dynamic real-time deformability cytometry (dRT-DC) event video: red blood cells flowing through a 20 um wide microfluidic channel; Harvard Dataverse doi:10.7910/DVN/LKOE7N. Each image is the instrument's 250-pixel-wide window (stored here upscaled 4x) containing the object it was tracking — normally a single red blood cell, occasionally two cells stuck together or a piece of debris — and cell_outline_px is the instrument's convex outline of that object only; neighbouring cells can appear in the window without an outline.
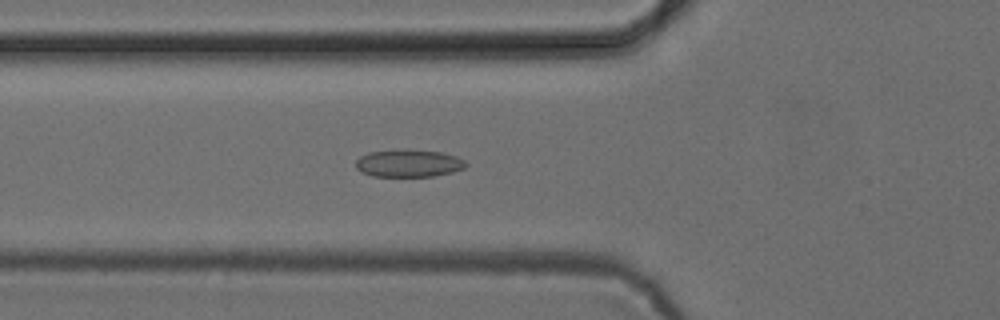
{"species": "common noctule bat (a hibernating species)", "species_latin": "Nyctalus noctula", "temperature_condition": "cold", "stored_images_in_passage": 53, "camera_frame_rate_fps": 3000, "um_per_image_px": 0.085, "animal": {"sex": "female", "body_mass_g": 24.6, "forearm_length_mm": 56.2}, "frame": {"image": 1, "passage_image": 19, "time_ms": 6.0, "image_size_px": [1000, 320], "cell_outline_px": [[468, 164], [464, 168], [452, 172], [432, 176], [372, 176], [360, 172], [356, 168], [356, 160], [360, 156], [368, 152], [404, 148], [440, 152], [456, 156], [464, 160]], "centroid_in_image_um": [34.7, 13.86], "position_along_channel_um": 91.1, "area_um2": 17.86}}
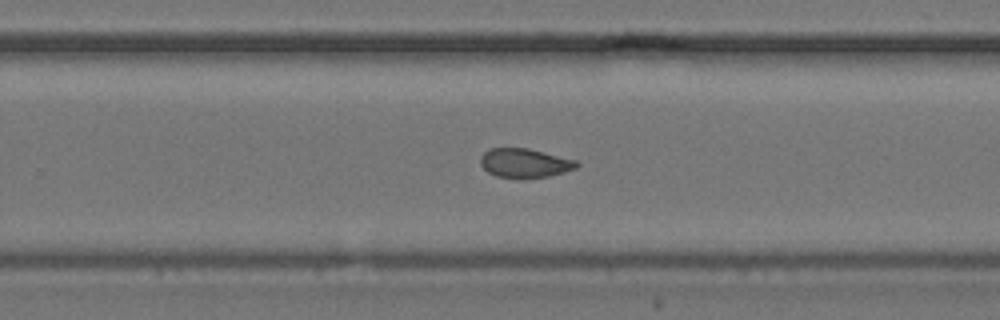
{"frame": {"image": 2, "passage_image": 34, "time_ms": 11.0, "image_size_px": [1000, 320], "cell_outline_px": [[580, 164], [576, 168], [564, 172], [548, 176], [496, 176], [488, 172], [480, 164], [480, 156], [488, 148], [528, 148], [576, 160]], "centroid_in_image_um": [44.59, 13.82], "position_along_channel_um": 285.2, "area_um2": 15.9}}
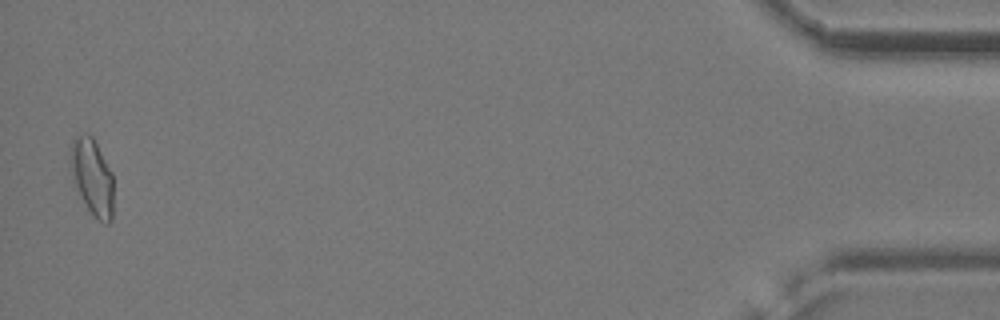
{"frame": {"image": 3, "passage_image": 52, "time_ms": 17.0, "image_size_px": [1000, 320], "cell_outline_px": [[112, 220], [108, 224], [104, 224], [92, 216], [72, 180], [68, 164], [68, 152], [72, 140], [76, 136], [92, 136], [112, 172]], "centroid_in_image_um": [7.79, 15.06], "position_along_channel_um": 427.4, "area_um2": 19.36}, "authors_computed_cell_mechanics": {"area_um2": 17.2822, "velocity_mm_per_s": 3.8838, "shape_relaxation_time_tau1_ms": null, "shape_relaxation_time_tau2_ms": 2.2098, "deformation_change_tau1": null, "deformation_change_tau2": 0.0748}}